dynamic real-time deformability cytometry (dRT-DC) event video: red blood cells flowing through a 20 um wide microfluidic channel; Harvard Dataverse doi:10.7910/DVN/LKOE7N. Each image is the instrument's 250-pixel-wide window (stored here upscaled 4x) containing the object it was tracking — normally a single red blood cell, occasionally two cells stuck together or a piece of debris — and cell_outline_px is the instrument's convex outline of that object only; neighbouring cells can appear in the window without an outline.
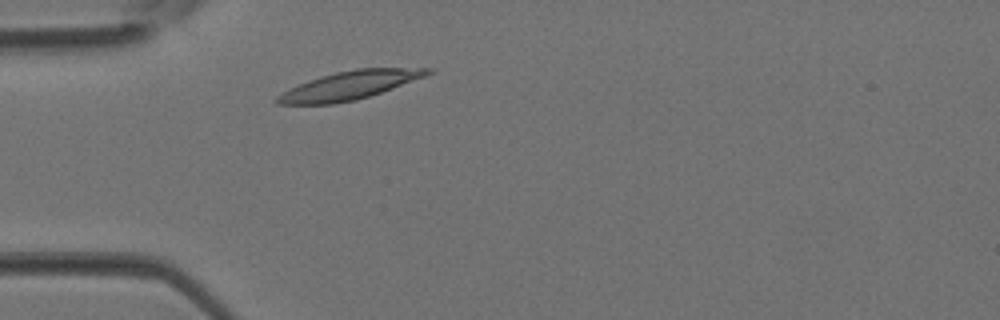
{"species": "Egyptian fruit bat (a non-hibernating species)", "species_latin": "Rousettus aegyptiacus", "temperature_condition": "room temperature", "stored_images_in_passage": 1, "camera_frame_rate_fps": 3000, "um_per_image_px": 0.085, "animal": {"sex": "female"}, "frame": {"image": 1, "passage_image": 1, "time_ms": 0.0, "image_size_px": [1000, 320], "cell_outline_px": [[432, 72], [424, 76], [392, 88], [356, 100], [332, 104], [276, 104], [272, 100], [276, 96], [288, 88], [308, 80], [336, 72], [356, 68], [432, 68]], "centroid_in_image_um": [29.61, 7.26], "position_along_channel_um": 55.4, "area_um2": 24.62}}